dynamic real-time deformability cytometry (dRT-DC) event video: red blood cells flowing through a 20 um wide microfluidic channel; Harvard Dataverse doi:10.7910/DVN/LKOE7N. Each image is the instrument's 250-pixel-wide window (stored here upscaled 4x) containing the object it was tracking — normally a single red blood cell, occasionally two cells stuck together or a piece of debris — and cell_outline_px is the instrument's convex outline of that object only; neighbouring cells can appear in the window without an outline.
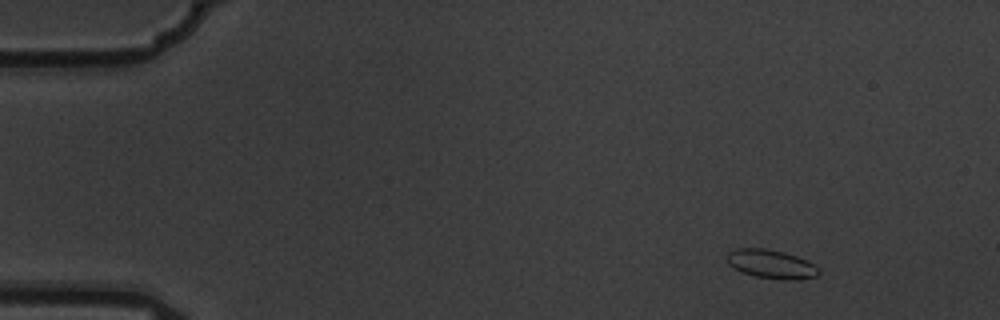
{"species": "common noctule bat (a hibernating species)", "species_latin": "Nyctalus noctula", "temperature_condition": "warm", "stored_images_in_passage": 5, "camera_frame_rate_fps": 3000, "um_per_image_px": 0.085, "animal": {"sex": "male", "body_mass_g": 19.5, "forearm_length_mm": 54.6}, "frame": {"image": 1, "passage_image": 1, "time_ms": 0.0, "image_size_px": [1000, 320], "cell_outline_px": [[820, 272], [816, 276], [792, 280], [784, 280], [756, 276], [740, 272], [728, 264], [728, 252], [736, 248], [768, 248], [784, 252], [808, 260], [820, 268]], "centroid_in_image_um": [65.57, 22.44], "position_along_channel_um": 19.4, "area_um2": 15.49}}
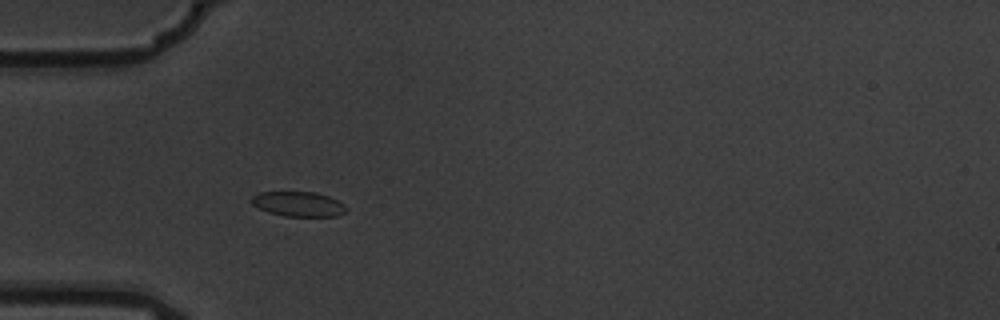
{"frame": {"image": 2, "passage_image": 4, "time_ms": 1.0, "image_size_px": [1000, 320], "cell_outline_px": [[348, 212], [336, 216], [284, 216], [268, 212], [252, 204], [252, 196], [260, 192], [316, 192], [328, 196], [344, 204], [348, 208]], "centroid_in_image_um": [25.4, 17.34], "position_along_channel_um": 59.6, "area_um2": 13.7}}
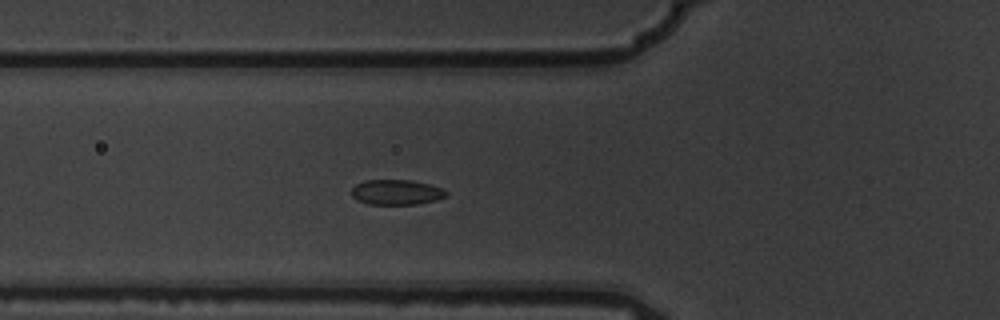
{"frame": {"image": 3, "passage_image": 5, "time_ms": 1.333, "image_size_px": [1000, 320], "cell_outline_px": [[448, 192], [444, 196], [436, 200], [416, 204], [368, 204], [356, 200], [352, 196], [352, 188], [356, 184], [364, 180], [412, 180], [428, 184], [440, 188]], "centroid_in_image_um": [33.65, 16.33], "position_along_channel_um": 92.2, "area_um2": 13.76}}